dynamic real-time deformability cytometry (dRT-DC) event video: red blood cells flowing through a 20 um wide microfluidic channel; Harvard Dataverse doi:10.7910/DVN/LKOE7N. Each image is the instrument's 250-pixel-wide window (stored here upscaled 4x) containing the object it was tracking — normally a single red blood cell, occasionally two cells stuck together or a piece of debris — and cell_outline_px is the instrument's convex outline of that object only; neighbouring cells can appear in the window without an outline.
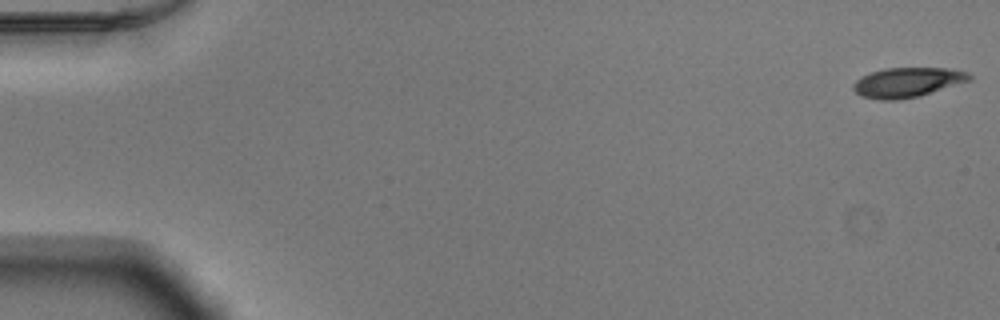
{"species": "Egyptian fruit bat (a non-hibernating species)", "species_latin": "Rousettus aegyptiacus", "temperature_condition": "warm", "stored_images_in_passage": 11, "camera_frame_rate_fps": 3000, "um_per_image_px": 0.085, "animal": {"sex": "male"}, "frame": {"image": 1, "passage_image": 1, "time_ms": 0.0, "image_size_px": [1000, 320], "cell_outline_px": [[972, 80], [920, 96], [900, 100], [880, 100], [860, 96], [852, 88], [852, 84], [856, 80], [872, 72], [884, 68], [948, 68], [968, 72], [972, 76]], "centroid_in_image_um": [77.14, 7.01], "position_along_channel_um": 7.9, "area_um2": 20.23}}